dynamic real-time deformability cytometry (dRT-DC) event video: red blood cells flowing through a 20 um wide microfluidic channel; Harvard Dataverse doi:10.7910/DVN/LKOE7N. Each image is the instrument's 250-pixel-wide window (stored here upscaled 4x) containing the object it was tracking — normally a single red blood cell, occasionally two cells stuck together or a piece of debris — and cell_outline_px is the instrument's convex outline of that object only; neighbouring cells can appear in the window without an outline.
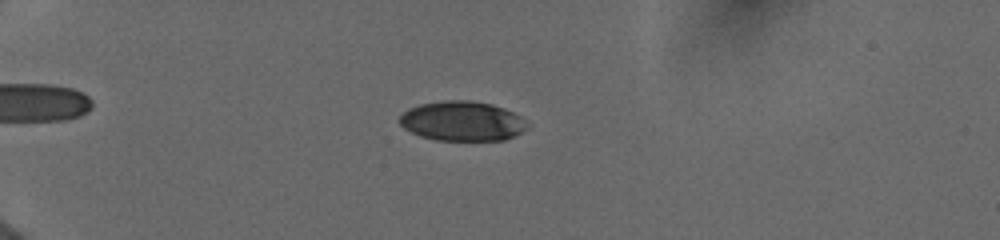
{"species": "human", "species_latin": "Homo sapiens", "temperature_condition": "cold", "stored_images_in_passage": 23, "camera_frame_rate_fps": 3000, "um_per_image_px": 0.085, "donor": {"sex": "female"}, "frame": {"image": 1, "passage_image": 12, "time_ms": 5.333, "image_size_px": [1000, 240], "cell_outline_px": [[532, 124], [524, 132], [504, 140], [436, 140], [420, 136], [404, 128], [400, 124], [400, 116], [408, 108], [420, 104], [444, 100], [472, 100], [492, 104], [504, 108], [520, 116]], "centroid_in_image_um": [39.34, 10.29], "position_along_channel_um": 45.7, "area_um2": 29.82}}
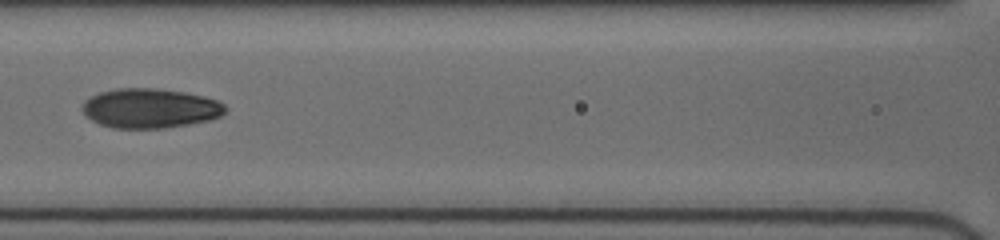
{"frame": {"image": 2, "passage_image": 17, "time_ms": 9.333, "image_size_px": [1000, 240], "cell_outline_px": [[228, 108], [220, 116], [212, 120], [164, 128], [112, 128], [100, 124], [92, 120], [80, 108], [84, 100], [100, 92], [116, 88], [156, 88], [184, 92], [204, 96], [216, 100], [224, 104]], "centroid_in_image_um": [12.76, 9.2], "position_along_channel_um": 153.8, "area_um2": 33.06}}
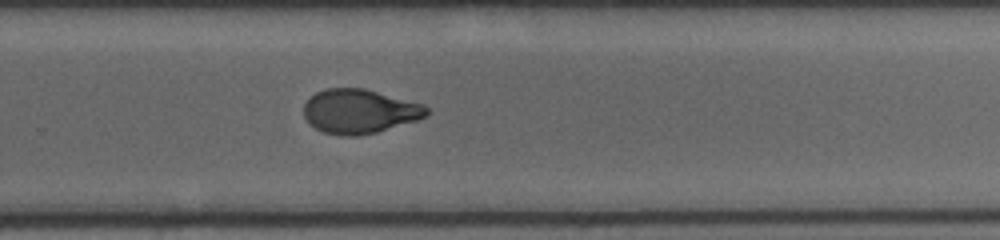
{"frame": {"image": 3, "passage_image": 23, "time_ms": 13.0, "image_size_px": [1000, 240], "cell_outline_px": [[428, 112], [424, 116], [416, 120], [376, 132], [356, 136], [344, 136], [324, 132], [308, 124], [304, 116], [304, 104], [316, 92], [328, 88], [364, 88], [424, 104], [428, 108]], "centroid_in_image_um": [30.53, 9.46], "position_along_channel_um": 299.3, "area_um2": 31.44}}